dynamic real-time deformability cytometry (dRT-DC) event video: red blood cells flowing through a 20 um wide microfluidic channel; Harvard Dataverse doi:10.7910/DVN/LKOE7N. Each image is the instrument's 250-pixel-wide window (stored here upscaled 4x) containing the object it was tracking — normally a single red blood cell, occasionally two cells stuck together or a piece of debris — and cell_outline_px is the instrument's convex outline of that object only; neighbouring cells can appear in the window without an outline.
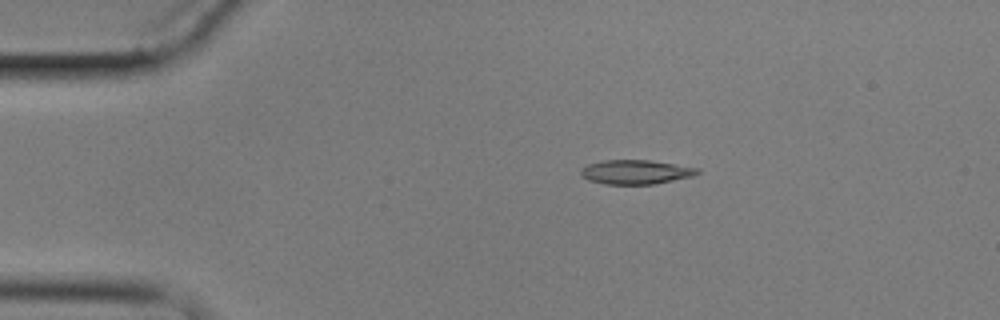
{"species": "common noctule bat (a hibernating species)", "species_latin": "Nyctalus noctula", "temperature_condition": "cold", "stored_images_in_passage": 6, "camera_frame_rate_fps": 3000, "um_per_image_px": 0.085, "animal": {"sex": "male", "body_mass_g": 17.9}, "frame": {"image": 1, "passage_image": 3, "time_ms": 2.333, "image_size_px": [1000, 320], "cell_outline_px": [[700, 172], [696, 176], [652, 184], [604, 184], [588, 180], [580, 176], [580, 168], [588, 164], [604, 160], [648, 160], [700, 168]], "centroid_in_image_um": [54.03, 14.62], "position_along_channel_um": 31.0, "area_um2": 16.59}}
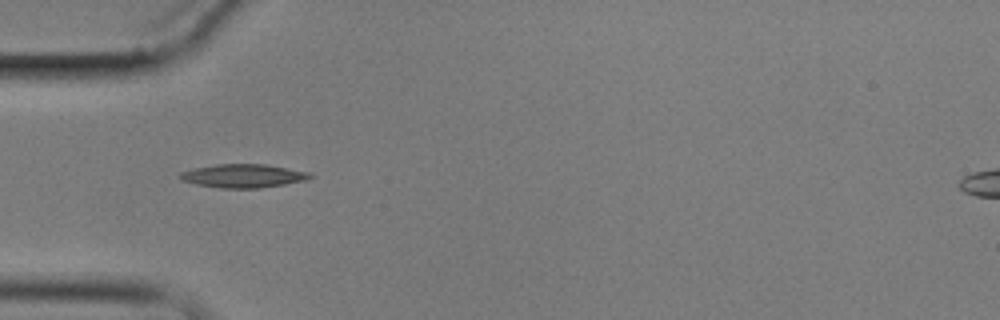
{"frame": {"image": 2, "passage_image": 5, "time_ms": 4.667, "image_size_px": [1000, 320], "cell_outline_px": [[312, 176], [304, 180], [284, 184], [260, 188], [220, 188], [196, 184], [184, 180], [180, 176], [180, 172], [192, 168], [216, 164], [264, 164], [312, 172]], "centroid_in_image_um": [20.68, 14.94], "position_along_channel_um": 64.3, "area_um2": 17.69}}
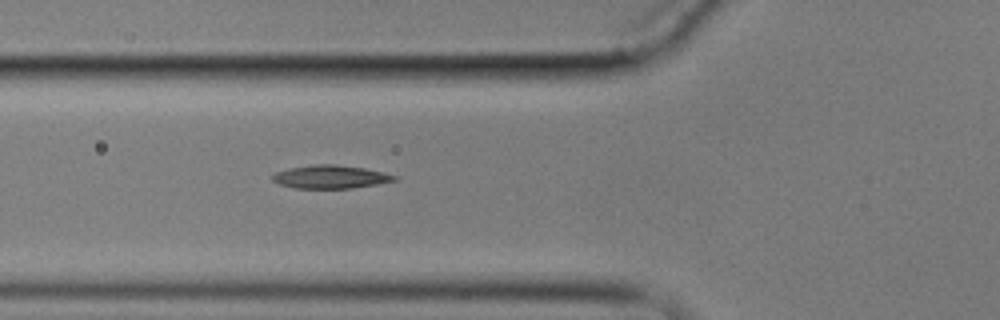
{"frame": {"image": 3, "passage_image": 6, "time_ms": 5.667, "image_size_px": [1000, 320], "cell_outline_px": [[396, 180], [376, 184], [352, 188], [296, 188], [280, 184], [272, 180], [272, 176], [276, 172], [288, 168], [316, 164], [336, 164], [364, 168], [396, 176]], "centroid_in_image_um": [28.05, 15.03], "position_along_channel_um": 97.8, "area_um2": 16.24}}